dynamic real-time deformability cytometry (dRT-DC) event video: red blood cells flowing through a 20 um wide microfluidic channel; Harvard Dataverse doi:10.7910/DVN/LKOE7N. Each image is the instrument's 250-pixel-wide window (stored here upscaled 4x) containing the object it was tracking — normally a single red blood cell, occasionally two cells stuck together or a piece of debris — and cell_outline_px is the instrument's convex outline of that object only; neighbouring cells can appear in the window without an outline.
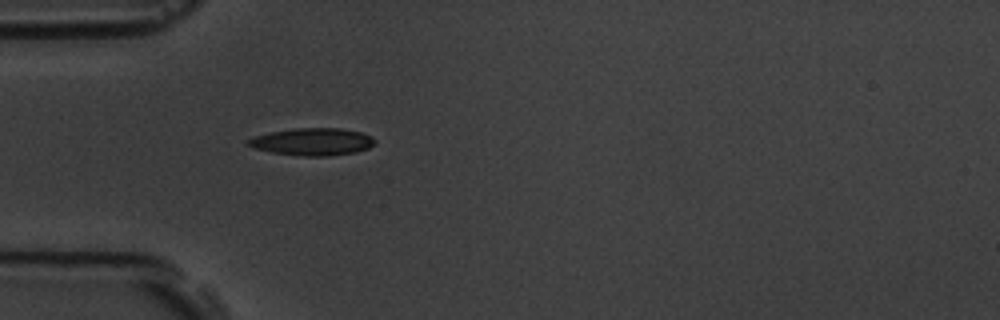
{"species": "common noctule bat (a hibernating species)", "species_latin": "Nyctalus noctula", "temperature_condition": "room temperature", "stored_images_in_passage": 3, "camera_frame_rate_fps": 3000, "um_per_image_px": 0.085, "animal": {"sex": "male", "body_mass_g": 19.5, "forearm_length_mm": 54.6}, "frame": {"image": 1, "passage_image": 3, "time_ms": 3.0, "image_size_px": [1000, 320], "cell_outline_px": [[376, 144], [368, 148], [356, 152], [328, 156], [304, 156], [272, 152], [256, 148], [248, 144], [248, 140], [256, 136], [272, 132], [296, 128], [340, 128], [360, 132], [372, 136], [376, 140]], "centroid_in_image_um": [26.64, 12.05], "position_along_channel_um": 58.4, "area_um2": 19.94}}